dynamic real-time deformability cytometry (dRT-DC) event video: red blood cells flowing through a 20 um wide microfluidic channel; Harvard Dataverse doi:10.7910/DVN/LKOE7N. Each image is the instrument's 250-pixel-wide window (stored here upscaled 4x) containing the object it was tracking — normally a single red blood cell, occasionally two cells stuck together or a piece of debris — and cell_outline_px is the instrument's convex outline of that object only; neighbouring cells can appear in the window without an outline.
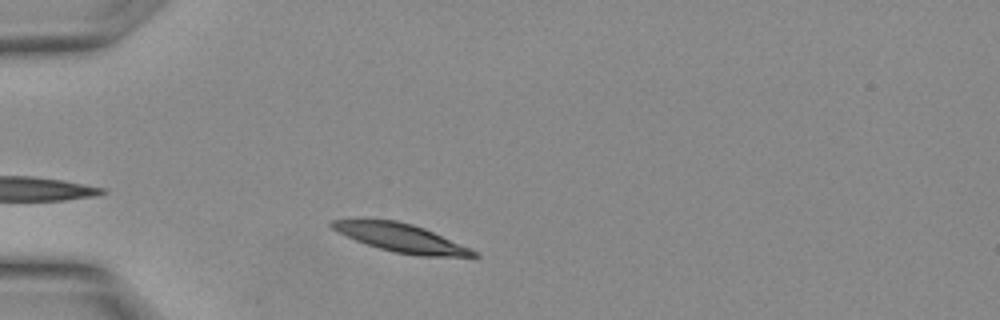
{"species": "Egyptian fruit bat (a non-hibernating species)", "species_latin": "Rousettus aegyptiacus", "temperature_condition": "warm", "stored_images_in_passage": 5, "camera_frame_rate_fps": 3000, "um_per_image_px": 0.085, "animal": {"sex": "female"}, "frame": {"image": 1, "passage_image": 2, "time_ms": 0.333, "image_size_px": [1000, 320], "cell_outline_px": [[480, 256], [420, 256], [396, 252], [380, 248], [356, 240], [332, 228], [328, 224], [332, 220], [396, 220], [412, 224], [424, 228], [468, 248], [476, 252]], "centroid_in_image_um": [34.07, 20.21], "position_along_channel_um": 50.9, "area_um2": 22.48}}
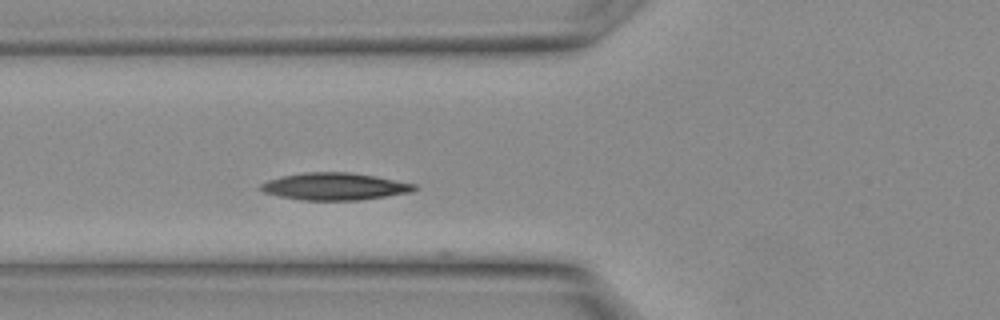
{"frame": {"image": 2, "passage_image": 5, "time_ms": 1.333, "image_size_px": [1000, 320], "cell_outline_px": [[420, 188], [412, 192], [360, 200], [300, 200], [280, 196], [264, 192], [260, 188], [260, 184], [268, 180], [284, 176], [304, 172], [348, 172], [376, 176], [416, 184]], "centroid_in_image_um": [28.49, 15.85], "position_along_channel_um": 97.3, "area_um2": 24.33}}